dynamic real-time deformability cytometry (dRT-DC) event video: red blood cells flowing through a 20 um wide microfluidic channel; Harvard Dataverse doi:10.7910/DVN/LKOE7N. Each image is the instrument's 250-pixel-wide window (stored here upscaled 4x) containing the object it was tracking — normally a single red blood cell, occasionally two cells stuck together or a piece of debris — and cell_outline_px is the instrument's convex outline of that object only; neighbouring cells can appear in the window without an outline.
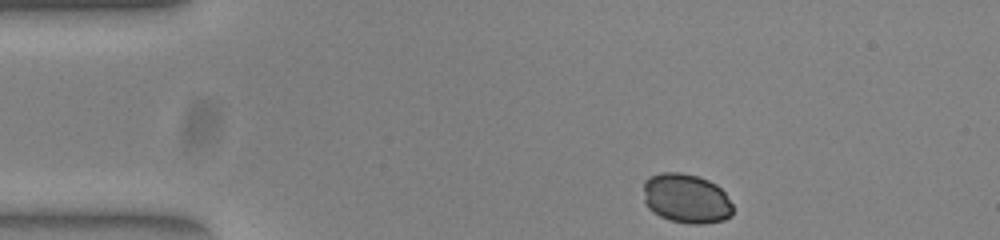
{"species": "common noctule bat (a hibernating species)", "species_latin": "Nyctalus noctula", "temperature_condition": "warm", "stored_images_in_passage": 39, "camera_frame_rate_fps": 3000, "um_per_image_px": 0.085, "animal": {"sex": "female", "body_mass_g": 23.0, "forearm_length_mm": 53.4}, "frame": {"image": 1, "passage_image": 1, "time_ms": 0.0, "image_size_px": [1000, 240], "cell_outline_px": [[732, 216], [724, 220], [704, 224], [692, 224], [672, 220], [660, 216], [652, 212], [648, 208], [644, 200], [644, 180], [648, 176], [660, 172], [680, 172], [696, 176], [708, 180], [716, 184], [724, 192], [732, 204]], "centroid_in_image_um": [58.32, 16.86], "position_along_channel_um": 26.7, "area_um2": 25.95}}
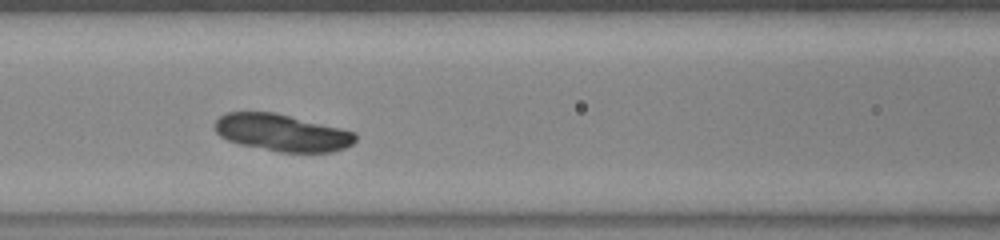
{"frame": {"image": 2, "passage_image": 15, "time_ms": 4.667, "image_size_px": [1000, 240], "cell_outline_px": [[356, 140], [352, 144], [344, 148], [332, 152], [280, 152], [240, 144], [228, 140], [220, 136], [216, 132], [216, 120], [220, 116], [228, 112], [272, 112], [340, 128], [356, 132]], "centroid_in_image_um": [23.98, 11.29], "position_along_channel_um": 142.6, "area_um2": 30.0}}
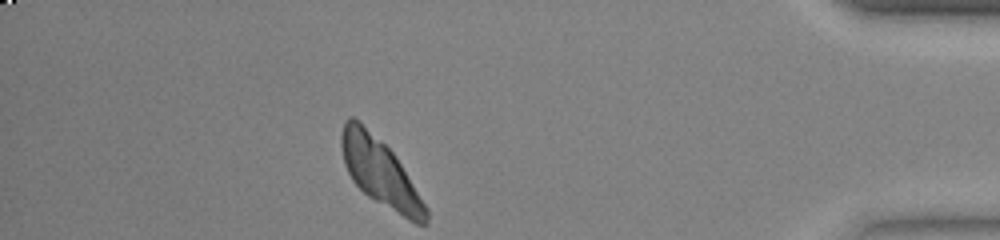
{"frame": {"image": 3, "passage_image": 39, "time_ms": 12.667, "image_size_px": [1000, 240], "cell_outline_px": [[428, 224], [416, 224], [408, 220], [368, 196], [352, 180], [344, 164], [340, 144], [340, 136], [344, 120], [348, 116], [352, 116], [360, 120], [392, 152], [400, 164], [428, 208]], "centroid_in_image_um": [32.28, 14.63], "position_along_channel_um": 402.9, "area_um2": 33.0}}